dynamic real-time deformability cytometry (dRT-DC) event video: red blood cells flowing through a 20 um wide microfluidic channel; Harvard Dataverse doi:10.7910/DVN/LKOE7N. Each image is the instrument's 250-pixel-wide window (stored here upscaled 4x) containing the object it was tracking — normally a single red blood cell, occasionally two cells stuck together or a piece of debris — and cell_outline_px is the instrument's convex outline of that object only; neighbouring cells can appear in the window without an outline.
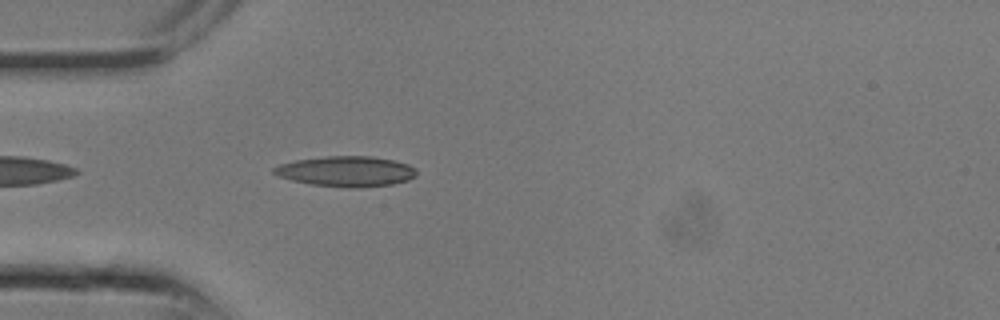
{"species": "common noctule bat (a hibernating species)", "species_latin": "Nyctalus noctula", "temperature_condition": "room temperature", "stored_images_in_passage": 10, "camera_frame_rate_fps": 3000, "um_per_image_px": 0.085, "animal": {"sex": "male", "body_mass_g": 13.3}, "frame": {"image": 1, "passage_image": 7, "time_ms": 2.0, "image_size_px": [1000, 320], "cell_outline_px": [[416, 176], [408, 180], [392, 184], [360, 188], [344, 188], [312, 184], [292, 180], [280, 176], [272, 172], [272, 168], [280, 164], [296, 160], [324, 156], [372, 156], [392, 160], [408, 164], [416, 168]], "centroid_in_image_um": [29.44, 14.57], "position_along_channel_um": 55.6, "area_um2": 25.32}}
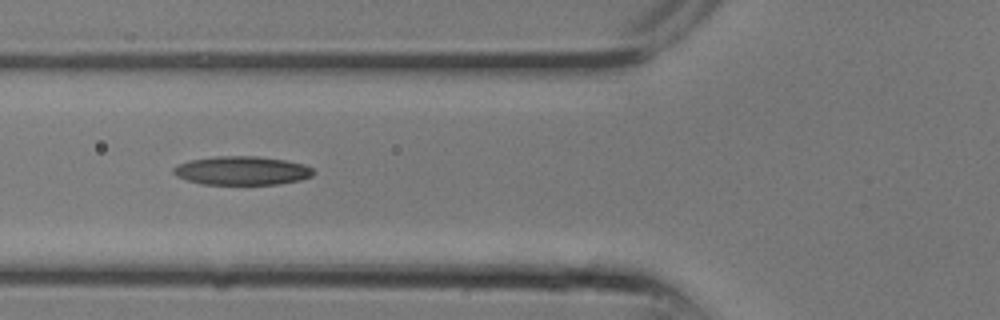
{"frame": {"image": 2, "passage_image": 9, "time_ms": 2.667, "image_size_px": [1000, 320], "cell_outline_px": [[316, 172], [312, 176], [300, 180], [276, 184], [204, 184], [188, 180], [176, 176], [172, 172], [172, 168], [188, 160], [216, 156], [260, 156], [284, 160], [304, 164], [312, 168]], "centroid_in_image_um": [20.57, 14.49], "position_along_channel_um": 105.2, "area_um2": 23.41}}